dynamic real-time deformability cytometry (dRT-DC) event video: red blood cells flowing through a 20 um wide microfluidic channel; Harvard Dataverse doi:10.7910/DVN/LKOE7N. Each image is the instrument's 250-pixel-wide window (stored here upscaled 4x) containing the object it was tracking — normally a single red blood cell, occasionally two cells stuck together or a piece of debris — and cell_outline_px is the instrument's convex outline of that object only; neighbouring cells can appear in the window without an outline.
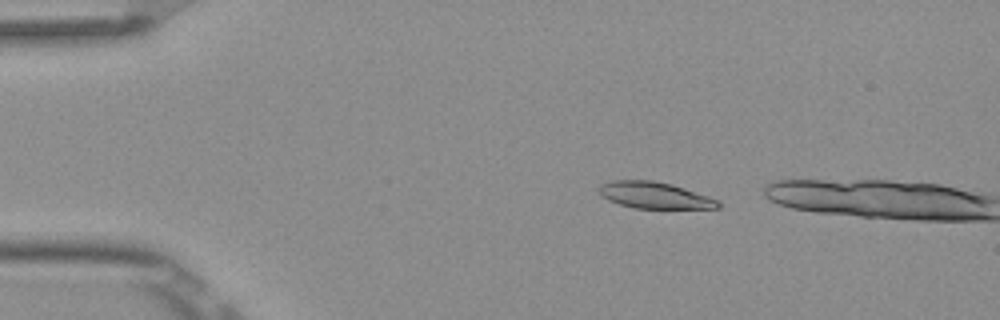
{"species": "Egyptian fruit bat (a non-hibernating species)", "species_latin": "Rousettus aegyptiacus", "temperature_condition": "room temperature", "stored_images_in_passage": 3, "camera_frame_rate_fps": 3000, "um_per_image_px": 0.085, "frame": {"image": 1, "passage_image": 2, "time_ms": 0.333, "image_size_px": [1000, 320], "cell_outline_px": [[720, 208], [632, 208], [608, 200], [600, 196], [600, 184], [612, 180], [652, 180], [672, 184], [720, 200]], "centroid_in_image_um": [55.63, 16.59], "position_along_channel_um": 29.4, "area_um2": 18.38}}